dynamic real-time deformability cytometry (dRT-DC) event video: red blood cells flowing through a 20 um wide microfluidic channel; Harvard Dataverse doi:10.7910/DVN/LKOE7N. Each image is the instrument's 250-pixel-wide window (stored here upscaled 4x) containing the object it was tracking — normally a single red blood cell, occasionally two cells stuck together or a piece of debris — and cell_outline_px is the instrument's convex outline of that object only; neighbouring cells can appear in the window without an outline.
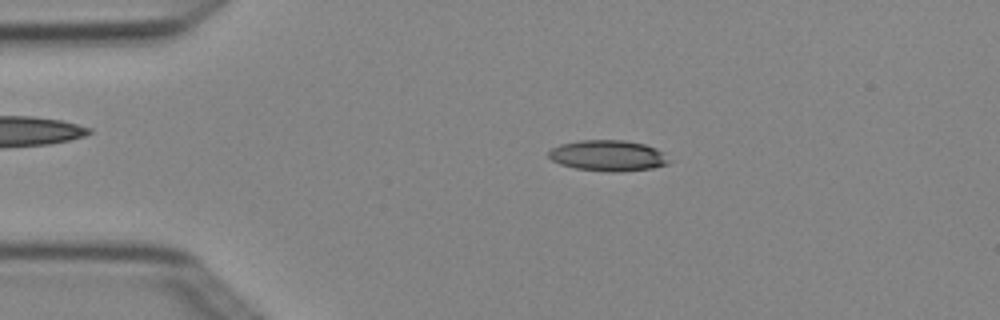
{"species": "Egyptian fruit bat (a non-hibernating species)", "species_latin": "Rousettus aegyptiacus", "temperature_condition": "cold", "stored_images_in_passage": 3, "camera_frame_rate_fps": 3000, "um_per_image_px": 0.085, "animal": {"sex": "female"}, "frame": {"image": 1, "passage_image": 2, "time_ms": 0.333, "image_size_px": [1000, 320], "cell_outline_px": [[668, 164], [652, 168], [620, 172], [608, 172], [576, 168], [560, 164], [552, 160], [548, 156], [548, 152], [552, 148], [560, 144], [580, 140], [624, 140], [644, 144], [656, 148], [664, 152], [668, 160]], "centroid_in_image_um": [51.68, 13.23], "position_along_channel_um": 33.3, "area_um2": 21.68}}